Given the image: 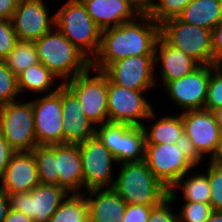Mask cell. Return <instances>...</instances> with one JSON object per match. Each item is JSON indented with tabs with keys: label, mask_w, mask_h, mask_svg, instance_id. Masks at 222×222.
Wrapping results in <instances>:
<instances>
[{
	"label": "cell",
	"mask_w": 222,
	"mask_h": 222,
	"mask_svg": "<svg viewBox=\"0 0 222 222\" xmlns=\"http://www.w3.org/2000/svg\"><path fill=\"white\" fill-rule=\"evenodd\" d=\"M54 79L55 81L56 79L59 80V78L54 75L44 64L39 62L31 65L17 76L19 95L20 93L23 94V92L26 90L28 92H46L48 94H52L56 92L63 84L61 83L57 88L52 89Z\"/></svg>",
	"instance_id": "cell-24"
},
{
	"label": "cell",
	"mask_w": 222,
	"mask_h": 222,
	"mask_svg": "<svg viewBox=\"0 0 222 222\" xmlns=\"http://www.w3.org/2000/svg\"><path fill=\"white\" fill-rule=\"evenodd\" d=\"M192 0H157L148 14L158 24L177 17Z\"/></svg>",
	"instance_id": "cell-32"
},
{
	"label": "cell",
	"mask_w": 222,
	"mask_h": 222,
	"mask_svg": "<svg viewBox=\"0 0 222 222\" xmlns=\"http://www.w3.org/2000/svg\"><path fill=\"white\" fill-rule=\"evenodd\" d=\"M2 61L16 76L39 63L34 41L18 40L14 49Z\"/></svg>",
	"instance_id": "cell-29"
},
{
	"label": "cell",
	"mask_w": 222,
	"mask_h": 222,
	"mask_svg": "<svg viewBox=\"0 0 222 222\" xmlns=\"http://www.w3.org/2000/svg\"><path fill=\"white\" fill-rule=\"evenodd\" d=\"M31 102L37 145L62 143V85L56 92Z\"/></svg>",
	"instance_id": "cell-13"
},
{
	"label": "cell",
	"mask_w": 222,
	"mask_h": 222,
	"mask_svg": "<svg viewBox=\"0 0 222 222\" xmlns=\"http://www.w3.org/2000/svg\"><path fill=\"white\" fill-rule=\"evenodd\" d=\"M176 145L195 166L202 162L203 158L197 153L193 143L185 132H183L182 135L178 138Z\"/></svg>",
	"instance_id": "cell-41"
},
{
	"label": "cell",
	"mask_w": 222,
	"mask_h": 222,
	"mask_svg": "<svg viewBox=\"0 0 222 222\" xmlns=\"http://www.w3.org/2000/svg\"><path fill=\"white\" fill-rule=\"evenodd\" d=\"M206 175L210 185V206L213 211H222V168L210 163Z\"/></svg>",
	"instance_id": "cell-36"
},
{
	"label": "cell",
	"mask_w": 222,
	"mask_h": 222,
	"mask_svg": "<svg viewBox=\"0 0 222 222\" xmlns=\"http://www.w3.org/2000/svg\"><path fill=\"white\" fill-rule=\"evenodd\" d=\"M154 55L130 56L112 62L103 72L116 85L148 91L156 84Z\"/></svg>",
	"instance_id": "cell-12"
},
{
	"label": "cell",
	"mask_w": 222,
	"mask_h": 222,
	"mask_svg": "<svg viewBox=\"0 0 222 222\" xmlns=\"http://www.w3.org/2000/svg\"><path fill=\"white\" fill-rule=\"evenodd\" d=\"M145 132V144H176L178 138L184 132V125L181 119V114L175 116H164L148 127L142 126Z\"/></svg>",
	"instance_id": "cell-25"
},
{
	"label": "cell",
	"mask_w": 222,
	"mask_h": 222,
	"mask_svg": "<svg viewBox=\"0 0 222 222\" xmlns=\"http://www.w3.org/2000/svg\"><path fill=\"white\" fill-rule=\"evenodd\" d=\"M153 206L156 205L127 204L122 222H147Z\"/></svg>",
	"instance_id": "cell-39"
},
{
	"label": "cell",
	"mask_w": 222,
	"mask_h": 222,
	"mask_svg": "<svg viewBox=\"0 0 222 222\" xmlns=\"http://www.w3.org/2000/svg\"><path fill=\"white\" fill-rule=\"evenodd\" d=\"M18 42L11 19H0V60L2 61Z\"/></svg>",
	"instance_id": "cell-38"
},
{
	"label": "cell",
	"mask_w": 222,
	"mask_h": 222,
	"mask_svg": "<svg viewBox=\"0 0 222 222\" xmlns=\"http://www.w3.org/2000/svg\"><path fill=\"white\" fill-rule=\"evenodd\" d=\"M181 112L184 132L197 153L202 158L207 154L212 155L221 136L213 113L204 109Z\"/></svg>",
	"instance_id": "cell-16"
},
{
	"label": "cell",
	"mask_w": 222,
	"mask_h": 222,
	"mask_svg": "<svg viewBox=\"0 0 222 222\" xmlns=\"http://www.w3.org/2000/svg\"><path fill=\"white\" fill-rule=\"evenodd\" d=\"M32 153L36 160L40 184L58 185L54 145H37Z\"/></svg>",
	"instance_id": "cell-30"
},
{
	"label": "cell",
	"mask_w": 222,
	"mask_h": 222,
	"mask_svg": "<svg viewBox=\"0 0 222 222\" xmlns=\"http://www.w3.org/2000/svg\"><path fill=\"white\" fill-rule=\"evenodd\" d=\"M144 161L154 176L169 190L196 166L176 144H145Z\"/></svg>",
	"instance_id": "cell-11"
},
{
	"label": "cell",
	"mask_w": 222,
	"mask_h": 222,
	"mask_svg": "<svg viewBox=\"0 0 222 222\" xmlns=\"http://www.w3.org/2000/svg\"><path fill=\"white\" fill-rule=\"evenodd\" d=\"M101 30L133 21L141 15L129 0H80Z\"/></svg>",
	"instance_id": "cell-20"
},
{
	"label": "cell",
	"mask_w": 222,
	"mask_h": 222,
	"mask_svg": "<svg viewBox=\"0 0 222 222\" xmlns=\"http://www.w3.org/2000/svg\"><path fill=\"white\" fill-rule=\"evenodd\" d=\"M154 61L155 64L159 61L162 63L159 72L163 84L186 76L200 65L191 56L170 45L161 35L156 42Z\"/></svg>",
	"instance_id": "cell-21"
},
{
	"label": "cell",
	"mask_w": 222,
	"mask_h": 222,
	"mask_svg": "<svg viewBox=\"0 0 222 222\" xmlns=\"http://www.w3.org/2000/svg\"><path fill=\"white\" fill-rule=\"evenodd\" d=\"M7 195L10 209L24 213L34 222H49L69 193L58 185L38 184L30 192Z\"/></svg>",
	"instance_id": "cell-9"
},
{
	"label": "cell",
	"mask_w": 222,
	"mask_h": 222,
	"mask_svg": "<svg viewBox=\"0 0 222 222\" xmlns=\"http://www.w3.org/2000/svg\"><path fill=\"white\" fill-rule=\"evenodd\" d=\"M95 134L116 158V163L121 164L122 123L105 122L96 126Z\"/></svg>",
	"instance_id": "cell-31"
},
{
	"label": "cell",
	"mask_w": 222,
	"mask_h": 222,
	"mask_svg": "<svg viewBox=\"0 0 222 222\" xmlns=\"http://www.w3.org/2000/svg\"><path fill=\"white\" fill-rule=\"evenodd\" d=\"M209 78L210 65H199L186 76L166 82V94L182 111L204 109Z\"/></svg>",
	"instance_id": "cell-14"
},
{
	"label": "cell",
	"mask_w": 222,
	"mask_h": 222,
	"mask_svg": "<svg viewBox=\"0 0 222 222\" xmlns=\"http://www.w3.org/2000/svg\"><path fill=\"white\" fill-rule=\"evenodd\" d=\"M20 0H0V19H11Z\"/></svg>",
	"instance_id": "cell-43"
},
{
	"label": "cell",
	"mask_w": 222,
	"mask_h": 222,
	"mask_svg": "<svg viewBox=\"0 0 222 222\" xmlns=\"http://www.w3.org/2000/svg\"><path fill=\"white\" fill-rule=\"evenodd\" d=\"M0 181V190L7 194L30 192L33 187L40 184L32 151L15 152Z\"/></svg>",
	"instance_id": "cell-18"
},
{
	"label": "cell",
	"mask_w": 222,
	"mask_h": 222,
	"mask_svg": "<svg viewBox=\"0 0 222 222\" xmlns=\"http://www.w3.org/2000/svg\"><path fill=\"white\" fill-rule=\"evenodd\" d=\"M160 35L200 65H212L211 30L180 21L175 17L160 24Z\"/></svg>",
	"instance_id": "cell-5"
},
{
	"label": "cell",
	"mask_w": 222,
	"mask_h": 222,
	"mask_svg": "<svg viewBox=\"0 0 222 222\" xmlns=\"http://www.w3.org/2000/svg\"><path fill=\"white\" fill-rule=\"evenodd\" d=\"M83 194L91 222H122L127 204L113 188L92 189Z\"/></svg>",
	"instance_id": "cell-22"
},
{
	"label": "cell",
	"mask_w": 222,
	"mask_h": 222,
	"mask_svg": "<svg viewBox=\"0 0 222 222\" xmlns=\"http://www.w3.org/2000/svg\"><path fill=\"white\" fill-rule=\"evenodd\" d=\"M55 30V31H54ZM34 41L39 62L63 84L91 68V60L55 27Z\"/></svg>",
	"instance_id": "cell-2"
},
{
	"label": "cell",
	"mask_w": 222,
	"mask_h": 222,
	"mask_svg": "<svg viewBox=\"0 0 222 222\" xmlns=\"http://www.w3.org/2000/svg\"><path fill=\"white\" fill-rule=\"evenodd\" d=\"M49 222H91L85 195H68L51 216Z\"/></svg>",
	"instance_id": "cell-27"
},
{
	"label": "cell",
	"mask_w": 222,
	"mask_h": 222,
	"mask_svg": "<svg viewBox=\"0 0 222 222\" xmlns=\"http://www.w3.org/2000/svg\"><path fill=\"white\" fill-rule=\"evenodd\" d=\"M206 222H222V211H213Z\"/></svg>",
	"instance_id": "cell-49"
},
{
	"label": "cell",
	"mask_w": 222,
	"mask_h": 222,
	"mask_svg": "<svg viewBox=\"0 0 222 222\" xmlns=\"http://www.w3.org/2000/svg\"><path fill=\"white\" fill-rule=\"evenodd\" d=\"M180 178L169 190L175 193L178 188L183 190V199L188 202H210V185L206 174H192L187 180Z\"/></svg>",
	"instance_id": "cell-28"
},
{
	"label": "cell",
	"mask_w": 222,
	"mask_h": 222,
	"mask_svg": "<svg viewBox=\"0 0 222 222\" xmlns=\"http://www.w3.org/2000/svg\"><path fill=\"white\" fill-rule=\"evenodd\" d=\"M176 194L169 193V196L161 203L153 206L147 222H179L178 214L176 216L170 208L171 203L173 204L175 199H177Z\"/></svg>",
	"instance_id": "cell-37"
},
{
	"label": "cell",
	"mask_w": 222,
	"mask_h": 222,
	"mask_svg": "<svg viewBox=\"0 0 222 222\" xmlns=\"http://www.w3.org/2000/svg\"><path fill=\"white\" fill-rule=\"evenodd\" d=\"M44 0H20L11 18L18 40L35 41L55 28Z\"/></svg>",
	"instance_id": "cell-15"
},
{
	"label": "cell",
	"mask_w": 222,
	"mask_h": 222,
	"mask_svg": "<svg viewBox=\"0 0 222 222\" xmlns=\"http://www.w3.org/2000/svg\"><path fill=\"white\" fill-rule=\"evenodd\" d=\"M177 18L212 30L222 22V0H192Z\"/></svg>",
	"instance_id": "cell-23"
},
{
	"label": "cell",
	"mask_w": 222,
	"mask_h": 222,
	"mask_svg": "<svg viewBox=\"0 0 222 222\" xmlns=\"http://www.w3.org/2000/svg\"><path fill=\"white\" fill-rule=\"evenodd\" d=\"M4 222H34L31 217L26 216L24 213L9 209Z\"/></svg>",
	"instance_id": "cell-45"
},
{
	"label": "cell",
	"mask_w": 222,
	"mask_h": 222,
	"mask_svg": "<svg viewBox=\"0 0 222 222\" xmlns=\"http://www.w3.org/2000/svg\"><path fill=\"white\" fill-rule=\"evenodd\" d=\"M143 92L116 85L107 77L108 121L143 126V119H153L154 109Z\"/></svg>",
	"instance_id": "cell-8"
},
{
	"label": "cell",
	"mask_w": 222,
	"mask_h": 222,
	"mask_svg": "<svg viewBox=\"0 0 222 222\" xmlns=\"http://www.w3.org/2000/svg\"><path fill=\"white\" fill-rule=\"evenodd\" d=\"M140 14H149L153 9L156 0H129Z\"/></svg>",
	"instance_id": "cell-44"
},
{
	"label": "cell",
	"mask_w": 222,
	"mask_h": 222,
	"mask_svg": "<svg viewBox=\"0 0 222 222\" xmlns=\"http://www.w3.org/2000/svg\"><path fill=\"white\" fill-rule=\"evenodd\" d=\"M140 19V20H139ZM101 32V44L91 68L104 71L112 62L130 56L154 55L160 24L148 14ZM97 59V60H96Z\"/></svg>",
	"instance_id": "cell-1"
},
{
	"label": "cell",
	"mask_w": 222,
	"mask_h": 222,
	"mask_svg": "<svg viewBox=\"0 0 222 222\" xmlns=\"http://www.w3.org/2000/svg\"><path fill=\"white\" fill-rule=\"evenodd\" d=\"M86 191L92 189L112 188V162L116 158L95 134L78 143Z\"/></svg>",
	"instance_id": "cell-10"
},
{
	"label": "cell",
	"mask_w": 222,
	"mask_h": 222,
	"mask_svg": "<svg viewBox=\"0 0 222 222\" xmlns=\"http://www.w3.org/2000/svg\"><path fill=\"white\" fill-rule=\"evenodd\" d=\"M212 113L215 117L218 128L220 129V132L222 134V107L215 109L214 111H212Z\"/></svg>",
	"instance_id": "cell-48"
},
{
	"label": "cell",
	"mask_w": 222,
	"mask_h": 222,
	"mask_svg": "<svg viewBox=\"0 0 222 222\" xmlns=\"http://www.w3.org/2000/svg\"><path fill=\"white\" fill-rule=\"evenodd\" d=\"M222 107V67L210 65V78L204 110L214 111Z\"/></svg>",
	"instance_id": "cell-33"
},
{
	"label": "cell",
	"mask_w": 222,
	"mask_h": 222,
	"mask_svg": "<svg viewBox=\"0 0 222 222\" xmlns=\"http://www.w3.org/2000/svg\"><path fill=\"white\" fill-rule=\"evenodd\" d=\"M120 166L112 188L126 204L158 205L169 196V189L154 176L144 160Z\"/></svg>",
	"instance_id": "cell-3"
},
{
	"label": "cell",
	"mask_w": 222,
	"mask_h": 222,
	"mask_svg": "<svg viewBox=\"0 0 222 222\" xmlns=\"http://www.w3.org/2000/svg\"><path fill=\"white\" fill-rule=\"evenodd\" d=\"M16 151L9 145L0 133V177L3 175L11 157Z\"/></svg>",
	"instance_id": "cell-42"
},
{
	"label": "cell",
	"mask_w": 222,
	"mask_h": 222,
	"mask_svg": "<svg viewBox=\"0 0 222 222\" xmlns=\"http://www.w3.org/2000/svg\"><path fill=\"white\" fill-rule=\"evenodd\" d=\"M10 209L9 199L6 192L0 190V222H4Z\"/></svg>",
	"instance_id": "cell-47"
},
{
	"label": "cell",
	"mask_w": 222,
	"mask_h": 222,
	"mask_svg": "<svg viewBox=\"0 0 222 222\" xmlns=\"http://www.w3.org/2000/svg\"><path fill=\"white\" fill-rule=\"evenodd\" d=\"M17 76L0 60V106L17 101Z\"/></svg>",
	"instance_id": "cell-34"
},
{
	"label": "cell",
	"mask_w": 222,
	"mask_h": 222,
	"mask_svg": "<svg viewBox=\"0 0 222 222\" xmlns=\"http://www.w3.org/2000/svg\"><path fill=\"white\" fill-rule=\"evenodd\" d=\"M145 132L142 126L122 123L121 162L144 160Z\"/></svg>",
	"instance_id": "cell-26"
},
{
	"label": "cell",
	"mask_w": 222,
	"mask_h": 222,
	"mask_svg": "<svg viewBox=\"0 0 222 222\" xmlns=\"http://www.w3.org/2000/svg\"><path fill=\"white\" fill-rule=\"evenodd\" d=\"M212 65L222 67V22L212 30Z\"/></svg>",
	"instance_id": "cell-40"
},
{
	"label": "cell",
	"mask_w": 222,
	"mask_h": 222,
	"mask_svg": "<svg viewBox=\"0 0 222 222\" xmlns=\"http://www.w3.org/2000/svg\"><path fill=\"white\" fill-rule=\"evenodd\" d=\"M58 186L70 194H83L84 177L78 144H55Z\"/></svg>",
	"instance_id": "cell-19"
},
{
	"label": "cell",
	"mask_w": 222,
	"mask_h": 222,
	"mask_svg": "<svg viewBox=\"0 0 222 222\" xmlns=\"http://www.w3.org/2000/svg\"><path fill=\"white\" fill-rule=\"evenodd\" d=\"M91 69L64 84L77 96L86 117L99 126L108 122L107 75L103 71ZM91 71L97 75L90 77Z\"/></svg>",
	"instance_id": "cell-7"
},
{
	"label": "cell",
	"mask_w": 222,
	"mask_h": 222,
	"mask_svg": "<svg viewBox=\"0 0 222 222\" xmlns=\"http://www.w3.org/2000/svg\"><path fill=\"white\" fill-rule=\"evenodd\" d=\"M179 210V222H206L213 212L210 203L205 202H188Z\"/></svg>",
	"instance_id": "cell-35"
},
{
	"label": "cell",
	"mask_w": 222,
	"mask_h": 222,
	"mask_svg": "<svg viewBox=\"0 0 222 222\" xmlns=\"http://www.w3.org/2000/svg\"><path fill=\"white\" fill-rule=\"evenodd\" d=\"M62 143H81L96 132V126L86 117L77 96L62 84Z\"/></svg>",
	"instance_id": "cell-17"
},
{
	"label": "cell",
	"mask_w": 222,
	"mask_h": 222,
	"mask_svg": "<svg viewBox=\"0 0 222 222\" xmlns=\"http://www.w3.org/2000/svg\"><path fill=\"white\" fill-rule=\"evenodd\" d=\"M55 27L91 61L97 55L102 30L80 0H68L62 5L55 14Z\"/></svg>",
	"instance_id": "cell-4"
},
{
	"label": "cell",
	"mask_w": 222,
	"mask_h": 222,
	"mask_svg": "<svg viewBox=\"0 0 222 222\" xmlns=\"http://www.w3.org/2000/svg\"><path fill=\"white\" fill-rule=\"evenodd\" d=\"M209 157H211L209 163L222 168V134L214 152Z\"/></svg>",
	"instance_id": "cell-46"
},
{
	"label": "cell",
	"mask_w": 222,
	"mask_h": 222,
	"mask_svg": "<svg viewBox=\"0 0 222 222\" xmlns=\"http://www.w3.org/2000/svg\"><path fill=\"white\" fill-rule=\"evenodd\" d=\"M10 102L0 106V133L16 151H32L37 146L32 102Z\"/></svg>",
	"instance_id": "cell-6"
}]
</instances>
